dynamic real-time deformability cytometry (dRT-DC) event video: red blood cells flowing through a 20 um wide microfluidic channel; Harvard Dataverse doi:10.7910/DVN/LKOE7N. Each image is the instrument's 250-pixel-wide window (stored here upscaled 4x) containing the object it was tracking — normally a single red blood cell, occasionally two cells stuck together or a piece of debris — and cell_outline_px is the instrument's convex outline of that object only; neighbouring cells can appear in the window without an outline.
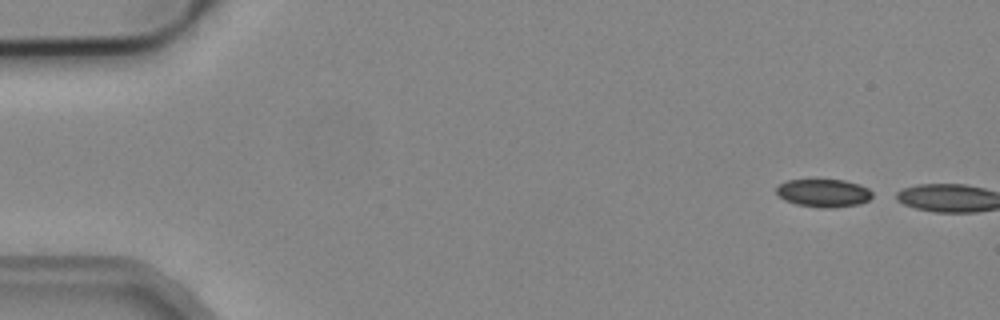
{"species": "common noctule bat (a hibernating species)", "species_latin": "Nyctalus noctula", "temperature_condition": "cold", "stored_images_in_passage": 2, "camera_frame_rate_fps": 3000, "um_per_image_px": 0.085, "animal": {"sex": "male", "body_mass_g": 19.2, "forearm_length_mm": 51.8}, "frame": {"image": 1, "passage_image": 1, "time_ms": 0.0, "image_size_px": [1000, 320], "cell_outline_px": [[872, 196], [868, 200], [860, 204], [832, 208], [820, 208], [796, 204], [784, 200], [776, 192], [776, 188], [780, 184], [788, 180], [844, 180], [860, 184], [868, 188], [872, 192]], "centroid_in_image_um": [70.02, 16.41], "position_along_channel_um": 15.0, "area_um2": 15.66}}